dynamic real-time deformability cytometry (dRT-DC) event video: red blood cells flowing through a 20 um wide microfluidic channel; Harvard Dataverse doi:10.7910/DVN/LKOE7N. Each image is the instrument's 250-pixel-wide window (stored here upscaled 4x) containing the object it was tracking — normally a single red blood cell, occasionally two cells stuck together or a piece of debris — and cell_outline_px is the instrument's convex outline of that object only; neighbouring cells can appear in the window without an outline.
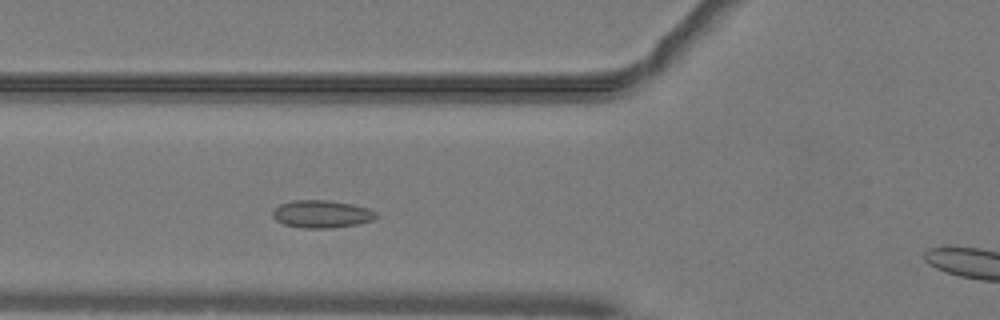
{"species": "common noctule bat (a hibernating species)", "species_latin": "Nyctalus noctula", "temperature_condition": "warm", "stored_images_in_passage": 42, "camera_frame_rate_fps": 3000, "um_per_image_px": 0.085, "animal": {"sex": "male", "body_mass_g": 19.2, "forearm_length_mm": 51.8}, "frame": {"image": 1, "passage_image": 9, "time_ms": 2.667, "image_size_px": [1000, 320], "cell_outline_px": [[380, 216], [372, 220], [360, 224], [332, 228], [304, 228], [284, 224], [276, 220], [272, 216], [272, 212], [280, 204], [292, 200], [328, 200], [352, 204], [368, 208], [376, 212]], "centroid_in_image_um": [27.37, 18.19], "position_along_channel_um": 98.4, "area_um2": 16.76}}
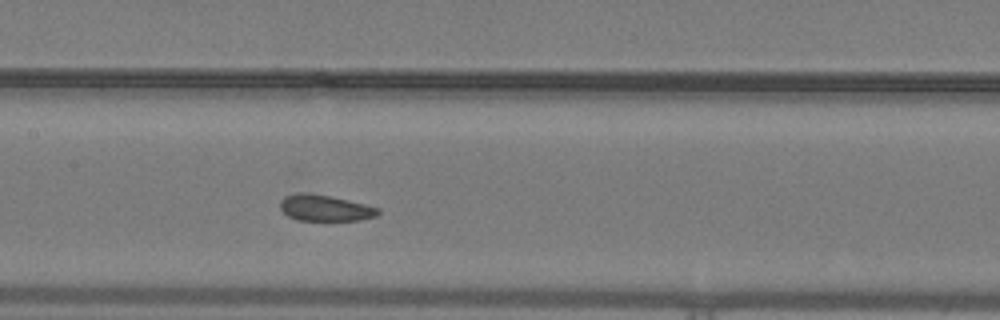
{"frame": {"image": 2, "passage_image": 15, "time_ms": 4.667, "image_size_px": [1000, 320], "cell_outline_px": [[380, 212], [376, 216], [360, 220], [296, 220], [288, 216], [280, 208], [280, 200], [284, 196], [296, 192], [308, 192], [332, 196], [380, 208]], "centroid_in_image_um": [27.6, 17.66], "position_along_channel_um": 179.8, "area_um2": 15.09}}
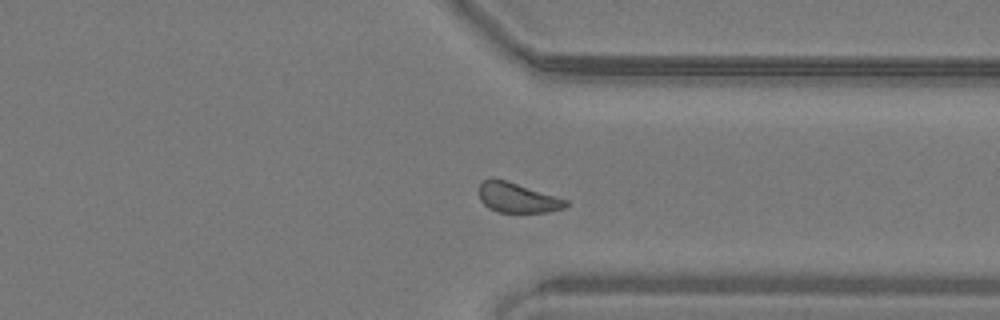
{"frame": {"image": 3, "passage_image": 29, "time_ms": 9.333, "image_size_px": [1000, 320], "cell_outline_px": [[568, 204], [564, 208], [548, 212], [496, 212], [488, 208], [480, 200], [480, 184], [484, 180], [492, 176], [496, 176], [568, 200]], "centroid_in_image_um": [43.95, 16.78], "position_along_channel_um": 367.4, "area_um2": 15.37}, "authors_computed_cell_mechanics": {"area_um2": 15.8661, "velocity_mm_per_s": 4.0339, "shape_relaxation_time_tau1_ms": null, "shape_relaxation_time_tau2_ms": 2.0589, "deformation_change_tau1": null, "deformation_change_tau2": 0.0687}}